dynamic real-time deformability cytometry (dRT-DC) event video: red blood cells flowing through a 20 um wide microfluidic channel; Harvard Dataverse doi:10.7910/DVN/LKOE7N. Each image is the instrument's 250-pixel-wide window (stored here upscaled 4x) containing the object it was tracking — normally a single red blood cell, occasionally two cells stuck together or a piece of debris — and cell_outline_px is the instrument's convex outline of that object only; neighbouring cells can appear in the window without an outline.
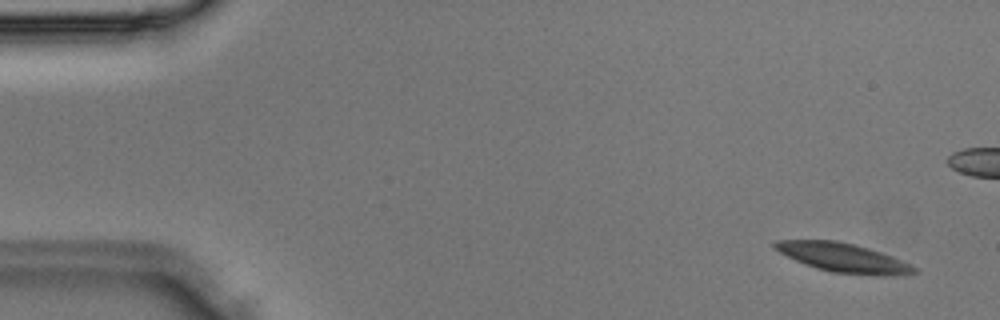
{"species": "Egyptian fruit bat (a non-hibernating species)", "species_latin": "Rousettus aegyptiacus", "temperature_condition": "room temperature", "stored_images_in_passage": 38, "camera_frame_rate_fps": 3000, "um_per_image_px": 0.085, "animal": {"sex": "male"}, "frame": {"image": 1, "passage_image": 2, "time_ms": 0.333, "image_size_px": [1000, 320], "cell_outline_px": [[916, 272], [832, 272], [816, 268], [796, 260], [772, 248], [772, 244], [776, 240], [836, 240], [856, 244], [892, 256], [912, 264], [916, 268]], "centroid_in_image_um": [71.49, 21.81], "position_along_channel_um": 13.5, "area_um2": 22.2}}
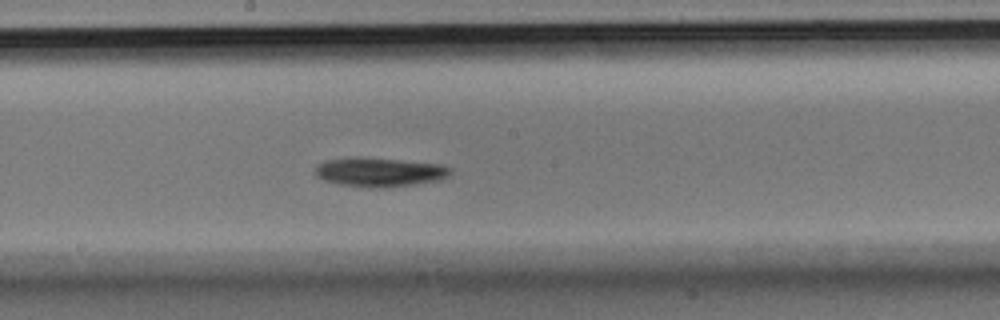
{"frame": {"image": 2, "passage_image": 20, "time_ms": 6.333, "image_size_px": [1000, 320], "cell_outline_px": [[452, 172], [448, 176], [440, 180], [416, 184], [380, 188], [360, 188], [340, 184], [324, 180], [316, 176], [316, 164], [324, 160], [348, 156], [360, 156], [440, 164], [452, 168]], "centroid_in_image_um": [32.22, 14.62], "position_along_channel_um": 216.0, "area_um2": 23.47}}
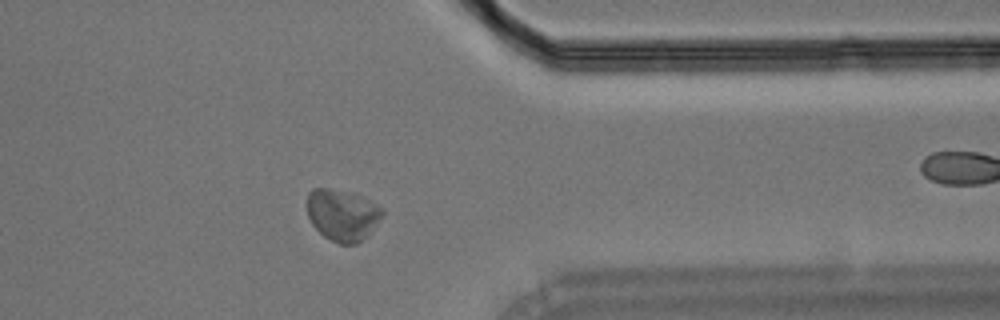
{"frame": {"image": 3, "passage_image": 30, "time_ms": 9.667, "image_size_px": [1000, 320], "cell_outline_px": [[384, 212], [368, 236], [356, 244], [340, 244], [324, 236], [312, 224], [308, 216], [308, 192], [312, 188], [328, 188], [352, 192], [368, 200], [380, 208]], "centroid_in_image_um": [29.09, 18.27], "position_along_channel_um": 382.3, "area_um2": 22.37}}